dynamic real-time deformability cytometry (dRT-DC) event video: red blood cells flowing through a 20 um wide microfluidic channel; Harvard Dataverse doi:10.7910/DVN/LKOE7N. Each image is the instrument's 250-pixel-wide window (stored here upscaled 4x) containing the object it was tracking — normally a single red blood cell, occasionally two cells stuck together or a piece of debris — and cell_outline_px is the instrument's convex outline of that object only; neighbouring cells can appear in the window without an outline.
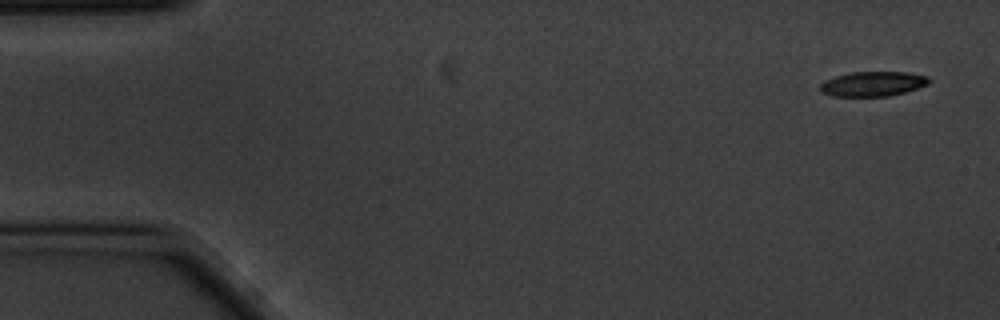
{"species": "common noctule bat (a hibernating species)", "species_latin": "Nyctalus noctula", "temperature_condition": "cold", "stored_images_in_passage": 3, "camera_frame_rate_fps": 3000, "um_per_image_px": 0.085, "animal": {"sex": "male", "body_mass_g": 20.1, "forearm_length_mm": 53.5}, "frame": {"image": 1, "passage_image": 1, "time_ms": 0.0, "image_size_px": [1000, 320], "cell_outline_px": [[932, 80], [928, 84], [904, 92], [888, 96], [832, 96], [824, 92], [820, 88], [820, 84], [824, 80], [836, 76], [852, 72], [908, 72], [928, 76]], "centroid_in_image_um": [74.22, 7.12], "position_along_channel_um": 10.8, "area_um2": 15.61}}